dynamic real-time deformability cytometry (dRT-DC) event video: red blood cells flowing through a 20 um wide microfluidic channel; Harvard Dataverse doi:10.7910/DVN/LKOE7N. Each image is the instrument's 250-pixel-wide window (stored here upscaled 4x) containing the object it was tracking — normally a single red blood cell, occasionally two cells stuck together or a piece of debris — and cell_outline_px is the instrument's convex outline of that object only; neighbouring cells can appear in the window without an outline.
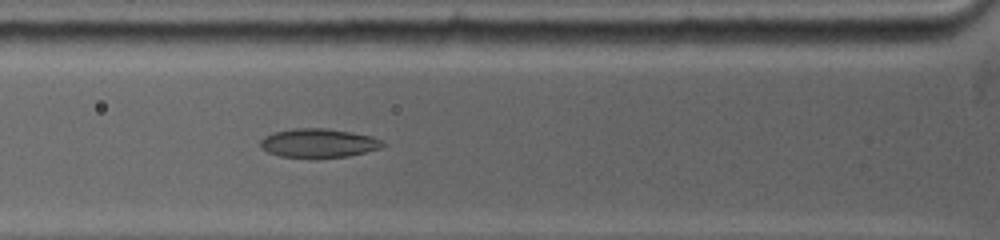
{"species": "common noctule bat (a hibernating species)", "species_latin": "Nyctalus noctula", "temperature_condition": "warm", "stored_images_in_passage": 5, "camera_frame_rate_fps": 5000, "um_per_image_px": 0.085, "animal": {"sex": "female", "body_mass_g": 19.0, "forearm_length_mm": 53.3}, "frame": {"image": 1, "passage_image": 5, "time_ms": 3.2, "image_size_px": [1000, 240], "cell_outline_px": [[384, 144], [380, 148], [348, 156], [308, 160], [280, 156], [268, 152], [260, 148], [260, 140], [264, 136], [276, 132], [296, 128], [324, 128], [372, 136], [380, 140]], "centroid_in_image_um": [27.01, 12.2], "position_along_channel_um": 98.8, "area_um2": 20.87}}